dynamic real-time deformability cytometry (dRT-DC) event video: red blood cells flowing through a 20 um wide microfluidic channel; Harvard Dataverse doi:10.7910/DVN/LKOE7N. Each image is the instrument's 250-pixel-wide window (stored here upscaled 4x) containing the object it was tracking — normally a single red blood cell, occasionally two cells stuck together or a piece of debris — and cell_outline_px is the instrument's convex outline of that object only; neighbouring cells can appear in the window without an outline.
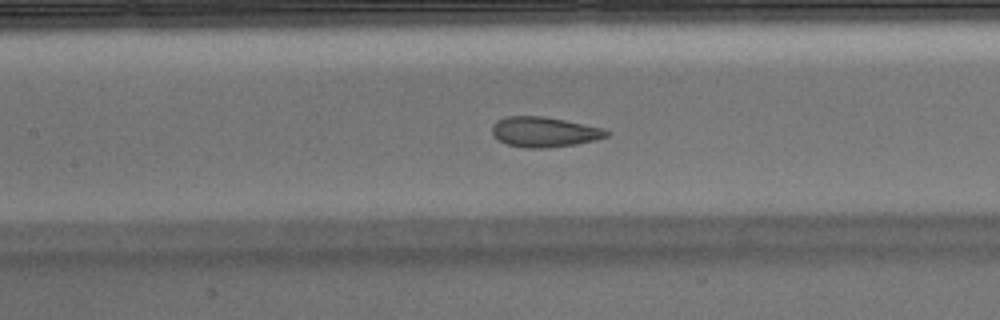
{"species": "Egyptian fruit bat (a non-hibernating species)", "species_latin": "Rousettus aegyptiacus", "temperature_condition": "warm", "stored_images_in_passage": 44, "camera_frame_rate_fps": 3000, "um_per_image_px": 0.085, "animal": {"sex": "male"}, "frame": {"image": 1, "passage_image": 16, "time_ms": 5.0, "image_size_px": [1000, 320], "cell_outline_px": [[608, 136], [596, 140], [576, 144], [544, 148], [524, 148], [508, 144], [492, 136], [492, 124], [496, 120], [508, 116], [544, 116], [604, 128], [608, 132]], "centroid_in_image_um": [46.24, 11.21], "position_along_channel_um": 161.2, "area_um2": 20.11}}
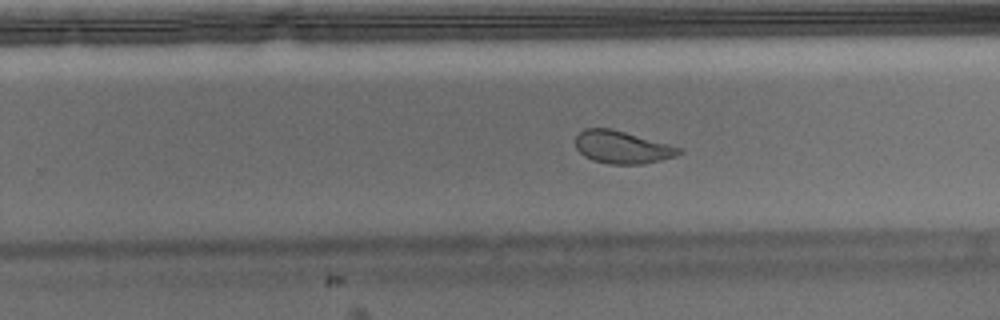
{"frame": {"image": 2, "passage_image": 25, "time_ms": 8.0, "image_size_px": [1000, 320], "cell_outline_px": [[684, 152], [676, 156], [644, 164], [608, 164], [592, 160], [584, 156], [576, 148], [576, 136], [584, 128], [612, 128], [684, 148]], "centroid_in_image_um": [52.91, 12.51], "position_along_channel_um": 276.9, "area_um2": 19.88}}
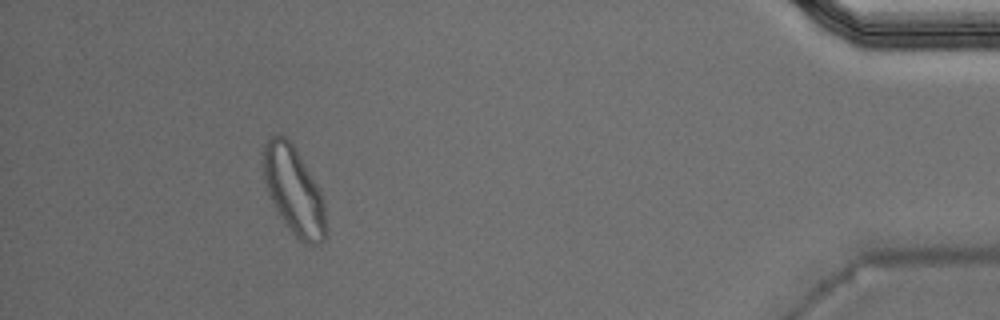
{"frame": {"image": 3, "passage_image": 40, "time_ms": 13.0, "image_size_px": [1000, 320], "cell_outline_px": [[328, 236], [324, 240], [316, 244], [304, 244], [284, 224], [268, 192], [264, 180], [260, 152], [264, 144], [276, 132], [284, 136], [292, 144], [316, 184], [320, 192], [324, 204], [328, 228]], "centroid_in_image_um": [24.96, 16.22], "position_along_channel_um": 410.2, "area_um2": 32.14}, "authors_computed_cell_mechanics": {"area_um2": 21.7328, "velocity_mm_per_s": 3.8692, "shape_relaxation_time_tau1_ms": 7.4355, "shape_relaxation_time_tau2_ms": 0.9369, "deformation_change_tau1": 0.184, "deformation_change_tau2": 0.055}}